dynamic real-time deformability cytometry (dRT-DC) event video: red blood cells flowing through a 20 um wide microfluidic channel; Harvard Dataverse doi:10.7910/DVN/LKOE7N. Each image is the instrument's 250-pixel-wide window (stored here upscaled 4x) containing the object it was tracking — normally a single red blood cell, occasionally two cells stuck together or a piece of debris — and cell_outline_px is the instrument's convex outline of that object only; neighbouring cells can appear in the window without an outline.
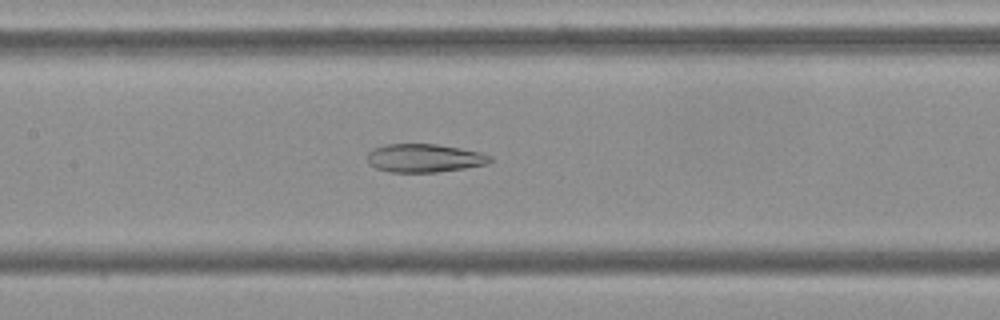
{"species": "Egyptian fruit bat (a non-hibernating species)", "species_latin": "Rousettus aegyptiacus", "temperature_condition": "cold", "stored_images_in_passage": 53, "camera_frame_rate_fps": 3000, "um_per_image_px": 0.085, "frame": {"image": 1, "passage_image": 25, "time_ms": 8.0, "image_size_px": [1000, 320], "cell_outline_px": [[492, 160], [488, 164], [464, 168], [436, 172], [388, 172], [376, 168], [368, 164], [368, 152], [372, 148], [384, 144], [436, 144], [460, 148], [480, 152], [492, 156]], "centroid_in_image_um": [36.05, 13.43], "position_along_channel_um": 171.4, "area_um2": 20.4}}
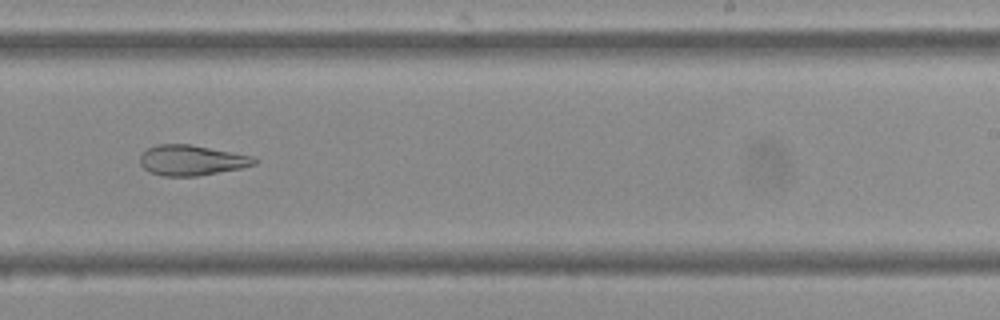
{"frame": {"image": 2, "passage_image": 33, "time_ms": 10.667, "image_size_px": [1000, 320], "cell_outline_px": [[260, 160], [256, 164], [240, 168], [196, 176], [164, 176], [148, 172], [140, 164], [140, 156], [148, 148], [156, 144], [192, 144], [252, 156]], "centroid_in_image_um": [16.28, 13.61], "position_along_channel_um": 272.7, "area_um2": 20.23}}
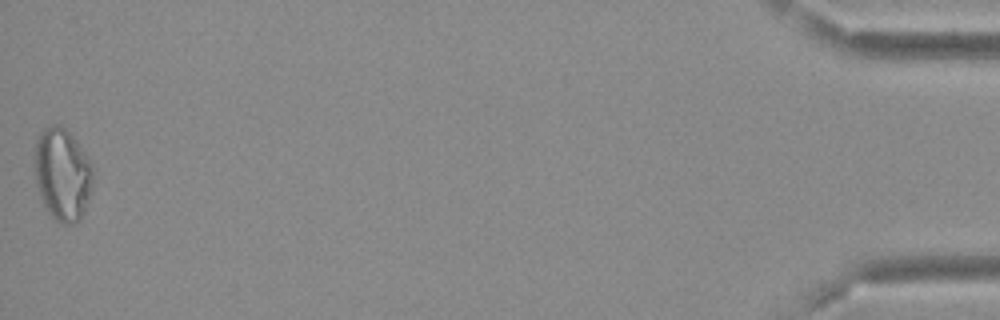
{"frame": {"image": 3, "passage_image": 53, "time_ms": 17.333, "image_size_px": [1000, 320], "cell_outline_px": [[92, 192], [84, 212], [80, 220], [72, 224], [60, 224], [48, 212], [44, 204], [36, 184], [36, 140], [40, 132], [44, 128], [52, 124], [60, 124], [76, 140], [92, 164]], "centroid_in_image_um": [5.33, 14.83], "position_along_channel_um": 429.9, "area_um2": 31.33}, "authors_computed_cell_mechanics": {"area_um2": 25.6632, "velocity_mm_per_s": 3.81, "shape_relaxation_time_tau1_ms": null, "shape_relaxation_time_tau2_ms": 4.0479, "deformation_change_tau1": null, "deformation_change_tau2": 0.1203}}